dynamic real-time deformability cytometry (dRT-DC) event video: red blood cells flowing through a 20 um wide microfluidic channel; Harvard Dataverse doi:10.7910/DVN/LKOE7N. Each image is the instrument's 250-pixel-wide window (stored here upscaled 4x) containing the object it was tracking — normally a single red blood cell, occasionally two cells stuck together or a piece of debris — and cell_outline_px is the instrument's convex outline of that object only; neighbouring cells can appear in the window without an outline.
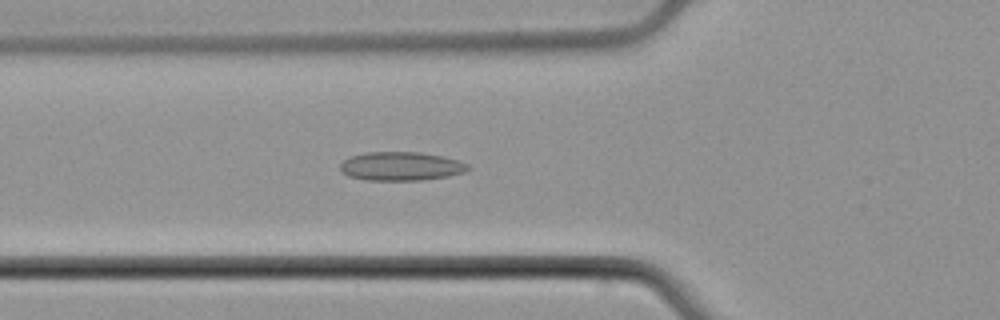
{"species": "common noctule bat (a hibernating species)", "species_latin": "Nyctalus noctula", "temperature_condition": "cold", "stored_images_in_passage": 40, "camera_frame_rate_fps": 3000, "um_per_image_px": 0.085, "animal": {"sex": "male", "body_mass_g": 21.5, "forearm_length_mm": 52.0}, "frame": {"image": 1, "passage_image": 11, "time_ms": 3.333, "image_size_px": [1000, 320], "cell_outline_px": [[472, 168], [464, 172], [448, 176], [420, 180], [368, 180], [348, 176], [340, 172], [340, 164], [348, 156], [364, 152], [420, 152], [444, 156], [468, 164]], "centroid_in_image_um": [34.06, 14.12], "position_along_channel_um": 91.7, "area_um2": 21.56}}
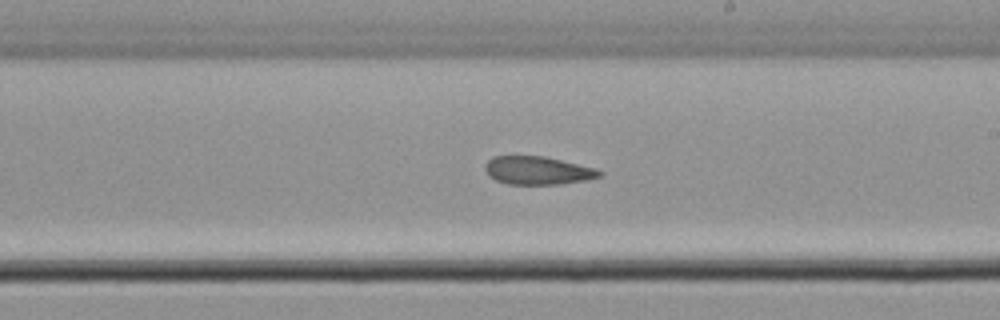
{"frame": {"image": 2, "passage_image": 23, "time_ms": 7.333, "image_size_px": [1000, 320], "cell_outline_px": [[604, 172], [600, 176], [588, 180], [560, 184], [508, 184], [496, 180], [488, 176], [484, 168], [484, 164], [492, 156], [544, 156], [596, 168]], "centroid_in_image_um": [45.69, 14.49], "position_along_channel_um": 243.3, "area_um2": 18.9}}
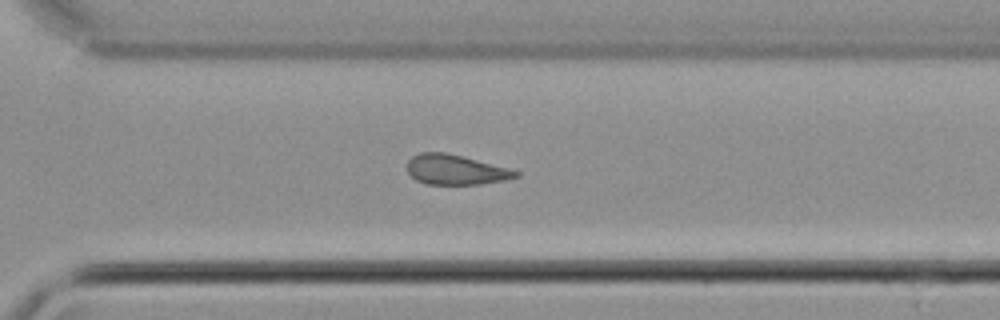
{"frame": {"image": 3, "passage_image": 30, "time_ms": 9.667, "image_size_px": [1000, 320], "cell_outline_px": [[520, 176], [504, 180], [480, 184], [424, 184], [416, 180], [408, 172], [408, 160], [412, 156], [420, 152], [444, 152], [508, 168], [520, 172]], "centroid_in_image_um": [38.7, 14.43], "position_along_channel_um": 331.9, "area_um2": 18.73}}